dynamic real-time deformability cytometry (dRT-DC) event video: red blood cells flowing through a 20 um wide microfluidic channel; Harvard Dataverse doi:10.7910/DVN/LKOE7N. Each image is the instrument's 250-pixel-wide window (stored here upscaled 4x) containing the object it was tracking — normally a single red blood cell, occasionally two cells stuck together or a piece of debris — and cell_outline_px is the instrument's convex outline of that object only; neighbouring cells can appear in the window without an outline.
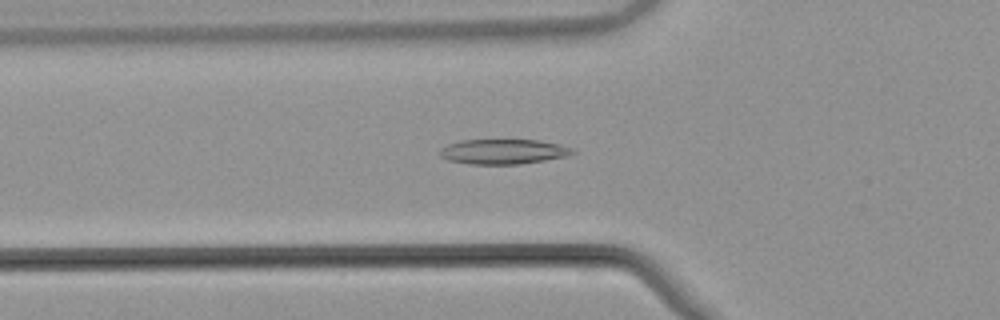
{"species": "common noctule bat (a hibernating species)", "species_latin": "Nyctalus noctula", "temperature_condition": "warm", "stored_images_in_passage": 53, "camera_frame_rate_fps": 3000, "um_per_image_px": 0.085, "animal": {"sex": "male", "body_mass_g": 21.5, "forearm_length_mm": 52.0}, "frame": {"image": 1, "passage_image": 19, "time_ms": 6.0, "image_size_px": [1000, 320], "cell_outline_px": [[576, 152], [564, 156], [544, 160], [520, 164], [472, 164], [448, 160], [440, 156], [440, 148], [448, 144], [460, 140], [536, 140], [560, 144], [572, 148]], "centroid_in_image_um": [42.75, 12.88], "position_along_channel_um": 83.1, "area_um2": 19.13}}
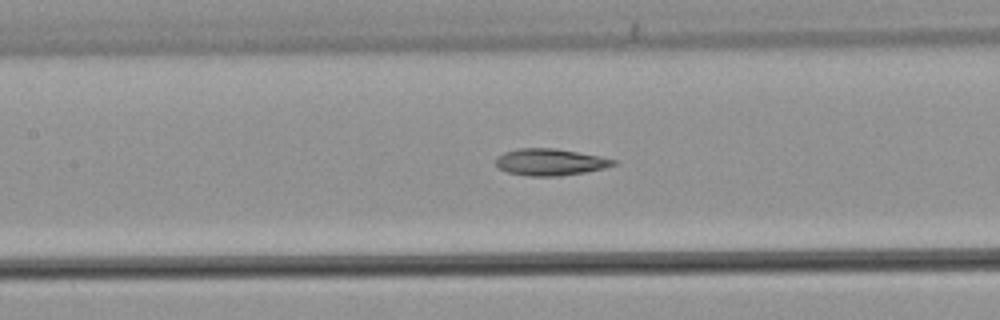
{"frame": {"image": 2, "passage_image": 25, "time_ms": 8.0, "image_size_px": [1000, 320], "cell_outline_px": [[616, 164], [604, 168], [584, 172], [560, 176], [528, 176], [508, 172], [500, 168], [496, 164], [496, 156], [504, 152], [520, 148], [556, 148], [600, 156], [616, 160]], "centroid_in_image_um": [46.75, 13.77], "position_along_channel_um": 160.6, "area_um2": 18.26}}
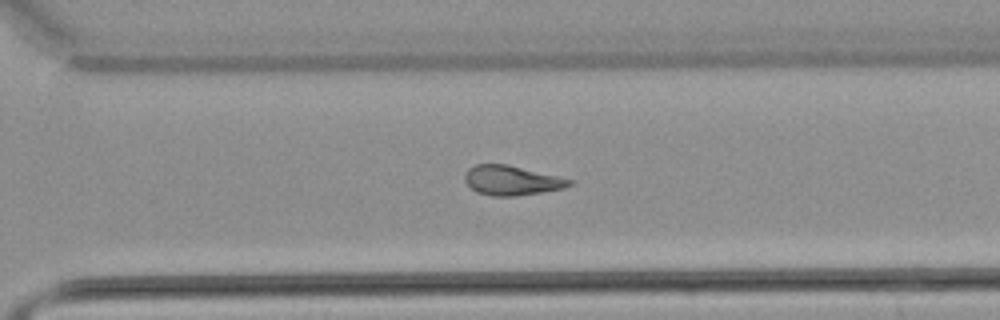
{"frame": {"image": 3, "passage_image": 38, "time_ms": 12.333, "image_size_px": [1000, 320], "cell_outline_px": [[576, 180], [572, 184], [564, 188], [516, 196], [492, 196], [476, 192], [464, 180], [464, 176], [468, 168], [476, 164], [508, 164]], "centroid_in_image_um": [43.51, 15.33], "position_along_channel_um": 327.1, "area_um2": 18.15}, "authors_computed_cell_mechanics": {"area_um2": 18.6694, "velocity_mm_per_s": 3.8534, "shape_relaxation_time_tau1_ms": null, "shape_relaxation_time_tau2_ms": 6.4212, "deformation_change_tau1": null, "deformation_change_tau2": 0.1416}}